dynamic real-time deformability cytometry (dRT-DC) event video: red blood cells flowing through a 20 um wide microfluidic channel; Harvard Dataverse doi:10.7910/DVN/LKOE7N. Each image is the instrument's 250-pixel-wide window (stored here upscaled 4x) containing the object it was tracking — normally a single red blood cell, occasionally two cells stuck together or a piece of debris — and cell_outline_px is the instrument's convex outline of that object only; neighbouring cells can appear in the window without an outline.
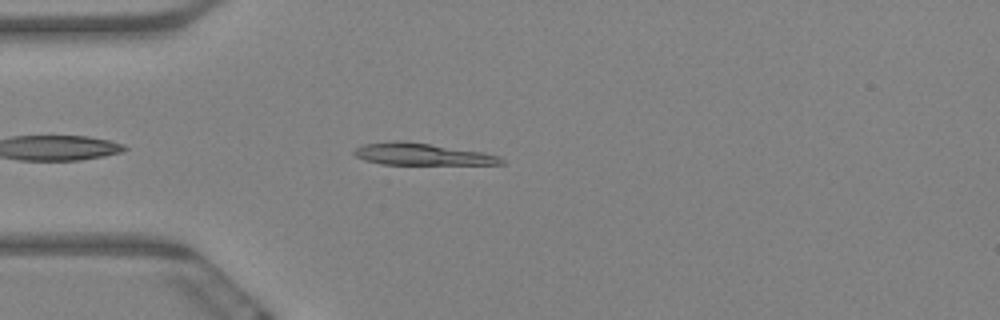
{"species": "Egyptian fruit bat (a non-hibernating species)", "species_latin": "Rousettus aegyptiacus", "temperature_condition": "warm", "stored_images_in_passage": 5, "camera_frame_rate_fps": 3000, "um_per_image_px": 0.085, "animal": {"sex": "female"}, "frame": {"image": 1, "passage_image": 5, "time_ms": 1.333, "image_size_px": [1000, 320], "cell_outline_px": [[504, 164], [380, 164], [364, 160], [356, 156], [352, 152], [356, 148], [364, 144], [396, 140], [428, 144], [484, 152], [500, 156], [504, 160]], "centroid_in_image_um": [35.85, 13.11], "position_along_channel_um": 49.1, "area_um2": 18.55}}